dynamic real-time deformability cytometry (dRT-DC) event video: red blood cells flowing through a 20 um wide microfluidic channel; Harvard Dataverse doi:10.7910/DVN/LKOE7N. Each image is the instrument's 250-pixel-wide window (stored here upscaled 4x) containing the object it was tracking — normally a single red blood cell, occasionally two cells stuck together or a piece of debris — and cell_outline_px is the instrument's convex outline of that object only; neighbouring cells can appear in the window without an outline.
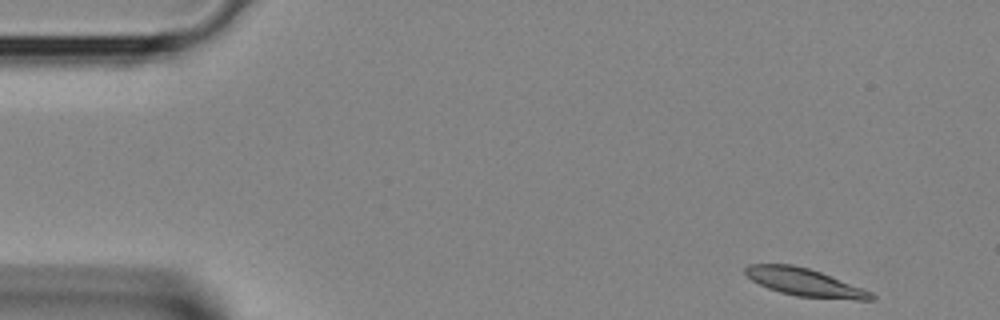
{"species": "Egyptian fruit bat (a non-hibernating species)", "species_latin": "Rousettus aegyptiacus", "temperature_condition": "room temperature", "stored_images_in_passage": 36, "camera_frame_rate_fps": 3000, "um_per_image_px": 0.085, "animal": {"sex": "female"}, "frame": {"image": 1, "passage_image": 1, "time_ms": 0.0, "image_size_px": [1000, 320], "cell_outline_px": [[876, 300], [856, 300], [796, 296], [780, 292], [768, 288], [752, 280], [744, 272], [744, 268], [748, 264], [792, 264], [808, 268], [820, 272], [872, 292], [876, 296]], "centroid_in_image_um": [68.4, 24.0], "position_along_channel_um": 16.6, "area_um2": 20.23}}
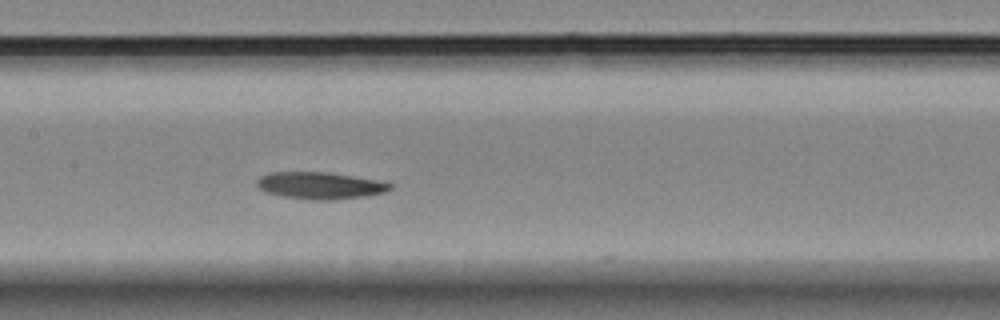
{"frame": {"image": 2, "passage_image": 16, "time_ms": 5.0, "image_size_px": [1000, 320], "cell_outline_px": [[392, 188], [384, 192], [368, 196], [332, 200], [308, 200], [284, 196], [268, 192], [260, 188], [256, 184], [256, 180], [260, 176], [268, 172], [328, 172], [376, 180], [392, 184]], "centroid_in_image_um": [27.19, 15.77], "position_along_channel_um": 180.2, "area_um2": 20.87}}
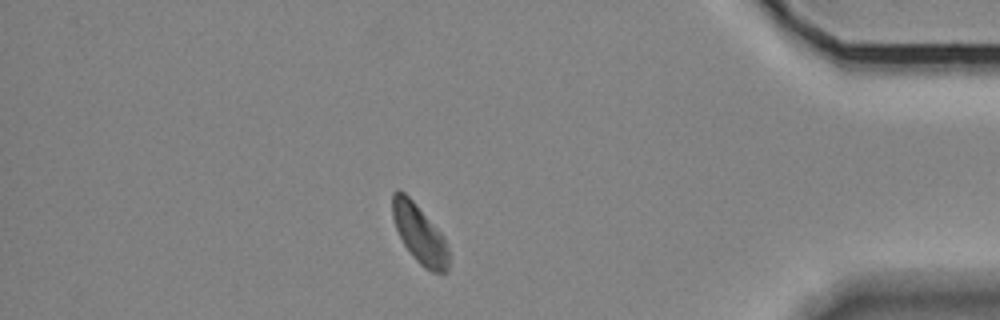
{"frame": {"image": 3, "passage_image": 31, "time_ms": 10.0, "image_size_px": [1000, 320], "cell_outline_px": [[448, 268], [444, 272], [432, 272], [424, 268], [412, 256], [404, 244], [396, 228], [392, 216], [392, 192], [396, 188], [400, 188], [416, 204], [444, 236], [448, 248]], "centroid_in_image_um": [35.64, 19.85], "position_along_channel_um": 399.6, "area_um2": 19.13}}